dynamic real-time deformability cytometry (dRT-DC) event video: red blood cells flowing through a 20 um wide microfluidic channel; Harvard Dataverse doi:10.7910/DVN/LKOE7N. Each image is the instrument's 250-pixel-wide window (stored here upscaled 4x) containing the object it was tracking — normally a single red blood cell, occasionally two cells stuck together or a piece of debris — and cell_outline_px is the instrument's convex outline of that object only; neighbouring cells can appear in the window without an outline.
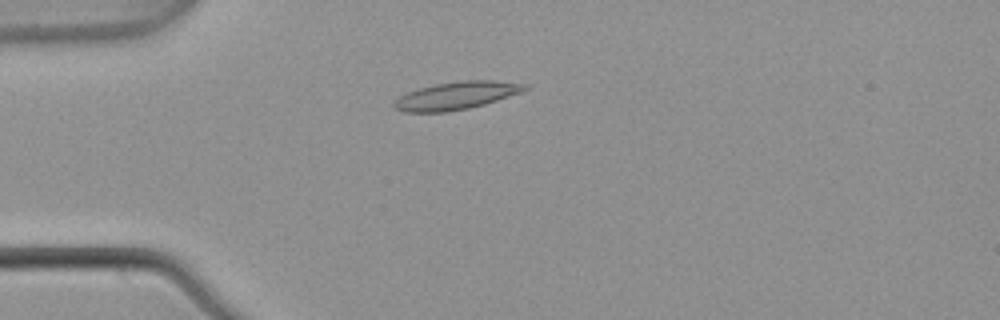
{"species": "common noctule bat (a hibernating species)", "species_latin": "Nyctalus noctula", "temperature_condition": "warm", "stored_images_in_passage": 5, "camera_frame_rate_fps": 3000, "um_per_image_px": 0.085, "animal": {"sex": "male", "body_mass_g": 21.5, "forearm_length_mm": 52.0}, "frame": {"image": 1, "passage_image": 3, "time_ms": 0.667, "image_size_px": [1000, 320], "cell_outline_px": [[528, 88], [524, 92], [484, 104], [468, 108], [448, 112], [404, 112], [396, 108], [392, 104], [400, 96], [416, 88], [436, 84], [460, 80], [492, 80], [528, 84]], "centroid_in_image_um": [38.82, 8.12], "position_along_channel_um": 46.2, "area_um2": 21.21}}
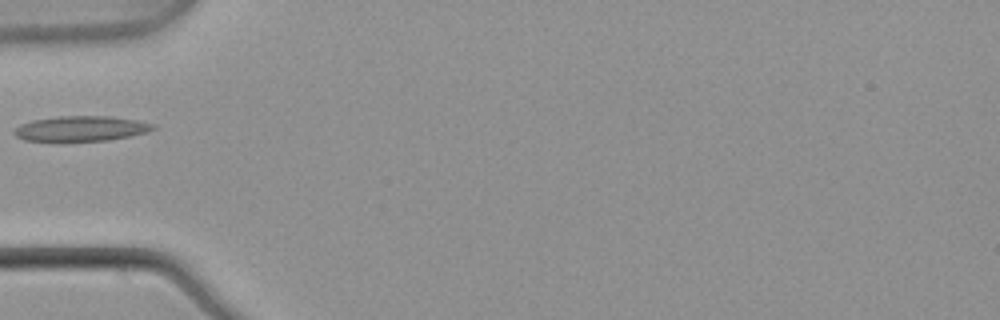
{"frame": {"image": 2, "passage_image": 4, "time_ms": 1.0, "image_size_px": [1000, 320], "cell_outline_px": [[156, 128], [144, 132], [128, 136], [108, 140], [24, 140], [16, 136], [12, 132], [20, 124], [32, 120], [60, 116], [112, 116], [136, 120], [156, 124]], "centroid_in_image_um": [6.88, 10.91], "position_along_channel_um": 78.1, "area_um2": 20.0}}
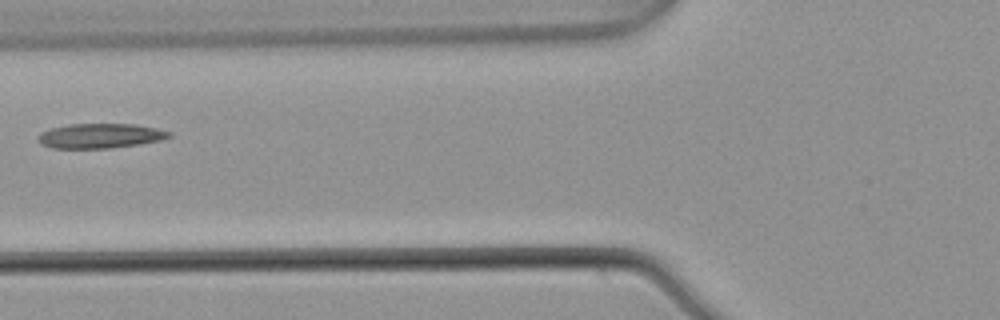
{"frame": {"image": 3, "passage_image": 5, "time_ms": 1.333, "image_size_px": [1000, 320], "cell_outline_px": [[172, 136], [160, 140], [140, 144], [108, 148], [52, 148], [40, 144], [36, 140], [40, 132], [52, 128], [68, 124], [132, 124], [156, 128], [172, 132]], "centroid_in_image_um": [8.49, 11.55], "position_along_channel_um": 117.3, "area_um2": 18.9}}